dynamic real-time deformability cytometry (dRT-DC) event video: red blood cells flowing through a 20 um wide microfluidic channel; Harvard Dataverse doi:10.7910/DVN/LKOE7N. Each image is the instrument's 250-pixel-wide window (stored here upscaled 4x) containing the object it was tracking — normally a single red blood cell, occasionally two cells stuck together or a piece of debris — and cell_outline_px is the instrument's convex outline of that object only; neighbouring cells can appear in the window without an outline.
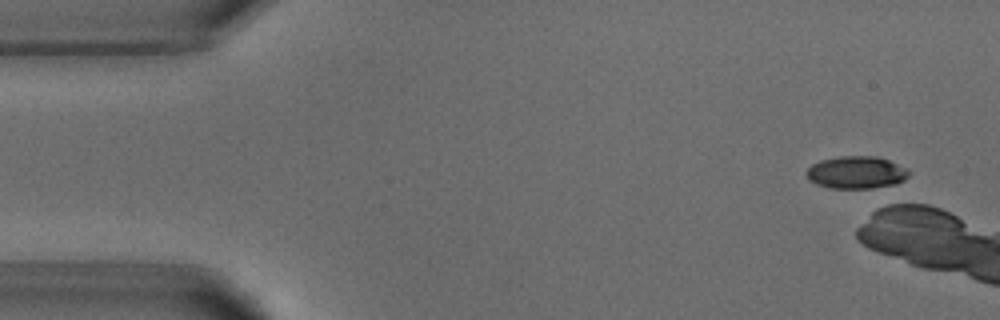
{"species": "common noctule bat (a hibernating species)", "species_latin": "Nyctalus noctula", "temperature_condition": "warm", "stored_images_in_passage": 1, "camera_frame_rate_fps": 3000, "um_per_image_px": 0.085, "animal": {"sex": "male", "body_mass_g": 18.8}, "frame": {"image": 1, "passage_image": 1, "time_ms": 0.0, "image_size_px": [1000, 320], "cell_outline_px": [[908, 176], [904, 180], [888, 188], [828, 188], [816, 184], [808, 180], [804, 172], [812, 164], [820, 160], [840, 156], [876, 156], [888, 160], [908, 168]], "centroid_in_image_um": [72.78, 14.67], "position_along_channel_um": 12.2, "area_um2": 19.77}}